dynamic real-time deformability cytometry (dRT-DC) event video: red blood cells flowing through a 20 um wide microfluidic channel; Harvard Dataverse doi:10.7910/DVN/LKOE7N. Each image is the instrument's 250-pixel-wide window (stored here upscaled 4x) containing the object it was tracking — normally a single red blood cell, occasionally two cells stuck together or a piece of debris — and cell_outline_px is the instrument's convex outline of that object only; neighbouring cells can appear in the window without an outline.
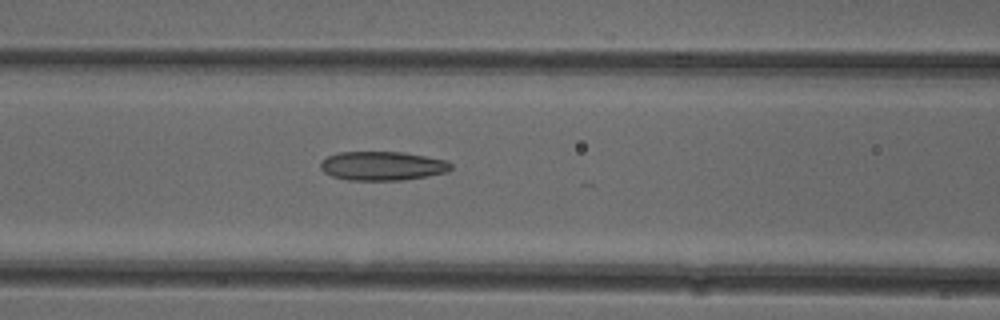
{"species": "common noctule bat (a hibernating species)", "species_latin": "Nyctalus noctula", "temperature_condition": "cold", "stored_images_in_passage": 25, "camera_frame_rate_fps": 3000, "um_per_image_px": 0.085, "animal": {"sex": "female"}, "frame": {"image": 1, "passage_image": 21, "time_ms": 6.667, "image_size_px": [1000, 320], "cell_outline_px": [[452, 168], [448, 172], [428, 176], [400, 180], [348, 180], [332, 176], [324, 172], [320, 168], [320, 160], [328, 156], [340, 152], [404, 152], [448, 160], [452, 164]], "centroid_in_image_um": [32.52, 14.1], "position_along_channel_um": 134.1, "area_um2": 22.2}}
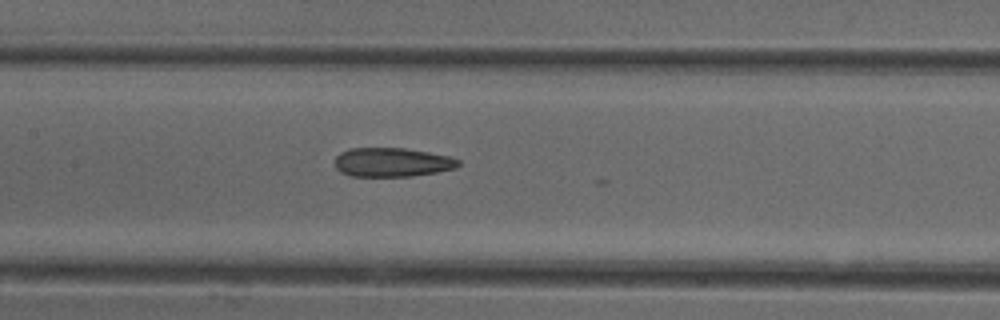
{"frame": {"image": 2, "passage_image": 24, "time_ms": 7.667, "image_size_px": [1000, 320], "cell_outline_px": [[460, 164], [456, 168], [436, 172], [412, 176], [352, 176], [340, 172], [336, 168], [336, 156], [340, 152], [348, 148], [404, 148], [452, 156], [460, 160]], "centroid_in_image_um": [33.34, 13.79], "position_along_channel_um": 174.1, "area_um2": 20.98}}